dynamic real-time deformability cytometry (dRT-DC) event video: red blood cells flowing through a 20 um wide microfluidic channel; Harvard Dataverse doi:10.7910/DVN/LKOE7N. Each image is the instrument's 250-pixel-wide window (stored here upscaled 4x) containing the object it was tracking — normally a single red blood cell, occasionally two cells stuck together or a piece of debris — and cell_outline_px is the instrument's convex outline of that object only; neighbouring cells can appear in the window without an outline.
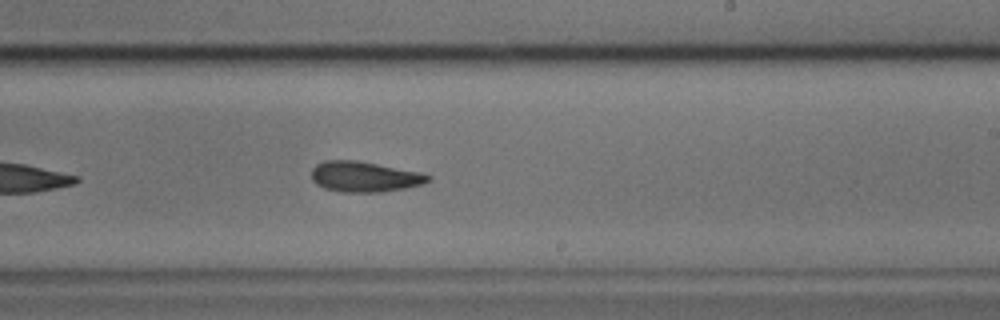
{"species": "common noctule bat (a hibernating species)", "species_latin": "Nyctalus noctula", "temperature_condition": "cold", "stored_images_in_passage": 25, "camera_frame_rate_fps": 3000, "um_per_image_px": 0.085, "animal": {"sex": "male", "body_mass_g": 17.9, "forearm_length_mm": 54.2}, "frame": {"image": 1, "passage_image": 18, "time_ms": 5.667, "image_size_px": [1000, 320], "cell_outline_px": [[432, 180], [424, 184], [404, 188], [380, 192], [344, 192], [324, 188], [316, 184], [312, 180], [312, 168], [316, 164], [324, 160], [356, 160], [420, 172], [432, 176]], "centroid_in_image_um": [30.99, 15.02], "position_along_channel_um": 258.0, "area_um2": 20.75}}